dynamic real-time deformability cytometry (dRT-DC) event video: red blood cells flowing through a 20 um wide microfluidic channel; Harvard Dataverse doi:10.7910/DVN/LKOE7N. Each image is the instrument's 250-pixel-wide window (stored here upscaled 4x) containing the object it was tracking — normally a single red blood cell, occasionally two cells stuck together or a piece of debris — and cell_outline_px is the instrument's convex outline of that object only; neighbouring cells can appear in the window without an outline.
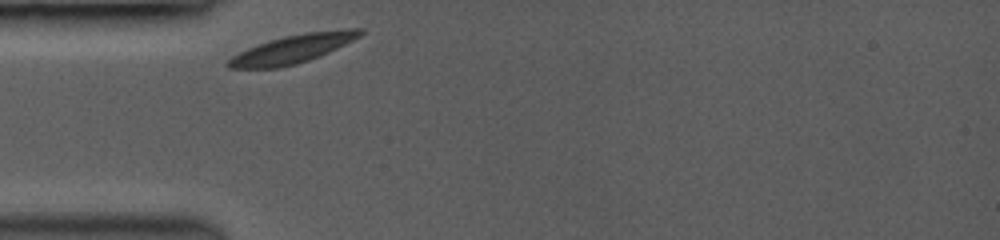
{"species": "common noctule bat (a hibernating species)", "species_latin": "Nyctalus noctula", "temperature_condition": "room temperature", "stored_images_in_passage": 34, "camera_frame_rate_fps": 3500, "um_per_image_px": 0.085, "animal": {"sex": "female", "body_mass_g": 19.0, "forearm_length_mm": 53.3}, "frame": {"image": 1, "passage_image": 1, "time_ms": 0.0, "image_size_px": [1000, 240], "cell_outline_px": [[364, 32], [360, 36], [320, 56], [296, 64], [276, 68], [228, 68], [224, 64], [232, 56], [248, 48], [268, 40], [284, 36], [304, 32], [344, 28], [364, 28]], "centroid_in_image_um": [24.88, 4.14], "position_along_channel_um": 60.1, "area_um2": 21.85}}
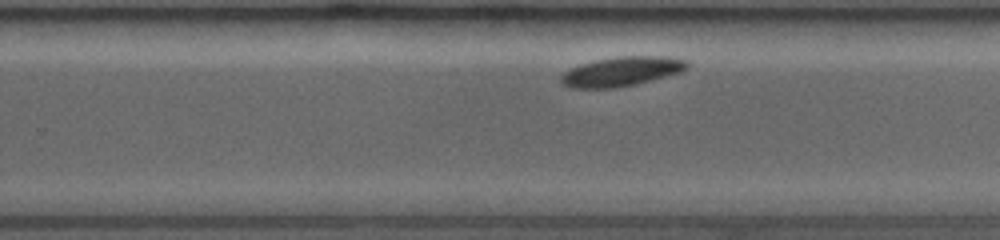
{"frame": {"image": 2, "passage_image": 22, "time_ms": 6.0, "image_size_px": [1000, 240], "cell_outline_px": [[688, 68], [680, 72], [636, 84], [612, 88], [572, 88], [564, 84], [560, 80], [560, 76], [564, 72], [572, 68], [596, 60], [616, 56], [668, 56], [684, 60], [688, 64]], "centroid_in_image_um": [52.84, 6.07], "position_along_channel_um": 277.0, "area_um2": 21.33}}
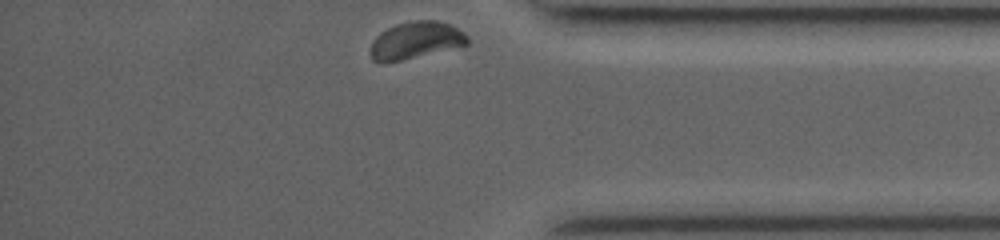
{"frame": {"image": 3, "passage_image": 34, "time_ms": 9.429, "image_size_px": [1000, 240], "cell_outline_px": [[468, 44], [384, 64], [380, 64], [372, 60], [372, 44], [376, 36], [388, 28], [396, 24], [416, 20], [436, 20], [448, 24], [464, 32], [468, 36]], "centroid_in_image_um": [35.32, 3.43], "position_along_channel_um": 399.9, "area_um2": 20.58}, "authors_computed_cell_mechanics": {"area_um2": 21.2126, "velocity_mm_per_s": 3.6567, "shape_relaxation_time_tau1_ms": 2.2637, "shape_relaxation_time_tau2_ms": null, "deformation_change_tau1": 0.09, "deformation_change_tau2": null}}